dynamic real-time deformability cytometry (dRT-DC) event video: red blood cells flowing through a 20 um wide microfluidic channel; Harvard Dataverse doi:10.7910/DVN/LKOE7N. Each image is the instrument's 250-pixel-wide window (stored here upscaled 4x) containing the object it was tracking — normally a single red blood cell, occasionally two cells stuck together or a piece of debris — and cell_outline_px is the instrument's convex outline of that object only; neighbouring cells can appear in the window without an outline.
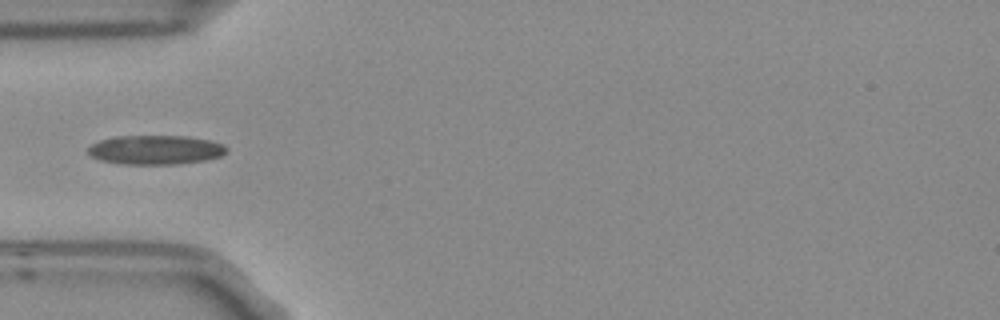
{"species": "Egyptian fruit bat (a non-hibernating species)", "species_latin": "Rousettus aegyptiacus", "temperature_condition": "room temperature", "stored_images_in_passage": 4, "camera_frame_rate_fps": 3000, "um_per_image_px": 0.085, "frame": {"image": 1, "passage_image": 1, "time_ms": 0.0, "image_size_px": [1000, 320], "cell_outline_px": [[228, 152], [220, 156], [204, 160], [176, 164], [120, 164], [100, 160], [92, 156], [88, 152], [88, 148], [92, 144], [100, 140], [116, 136], [188, 136], [208, 140], [224, 144], [228, 148]], "centroid_in_image_um": [13.23, 12.73], "position_along_channel_um": 71.8, "area_um2": 23.58}}
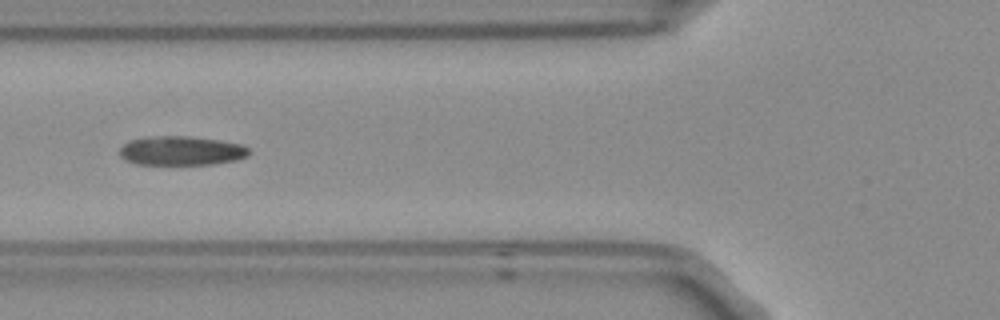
{"frame": {"image": 2, "passage_image": 2, "time_ms": 0.333, "image_size_px": [1000, 320], "cell_outline_px": [[252, 152], [248, 156], [236, 160], [212, 164], [136, 164], [120, 156], [120, 148], [128, 140], [152, 136], [188, 136], [220, 140], [240, 144], [248, 148]], "centroid_in_image_um": [15.43, 12.81], "position_along_channel_um": 110.4, "area_um2": 21.96}}